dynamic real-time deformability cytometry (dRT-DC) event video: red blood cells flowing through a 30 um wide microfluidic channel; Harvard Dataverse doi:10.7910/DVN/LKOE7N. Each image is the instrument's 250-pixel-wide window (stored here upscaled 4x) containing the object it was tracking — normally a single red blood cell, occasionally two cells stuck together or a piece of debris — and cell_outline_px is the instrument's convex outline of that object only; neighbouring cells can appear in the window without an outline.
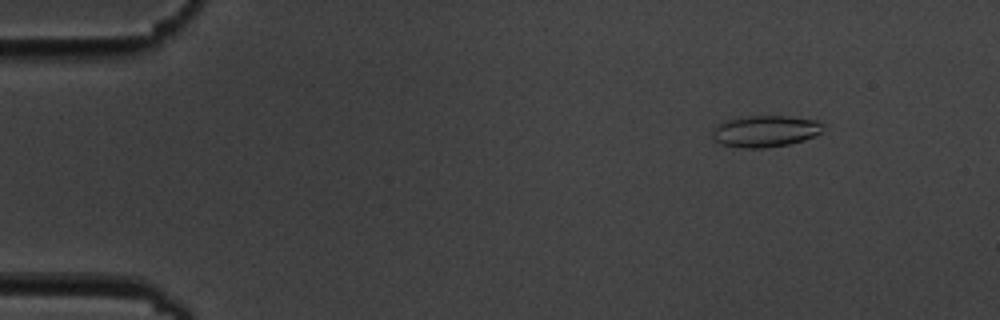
{"species": "common noctule bat (a hibernating species)", "species_latin": "Nyctalus noctula", "temperature_condition": "cold", "stored_images_in_passage": 6, "camera_frame_rate_fps": 3000, "um_per_image_px": 0.085, "animal": {"sex": "male", "body_mass_g": 19.5, "forearm_length_mm": 54.6}, "frame": {"image": 1, "passage_image": 2, "time_ms": 1.0, "image_size_px": [1000, 320], "cell_outline_px": [[820, 132], [804, 140], [788, 144], [764, 148], [740, 148], [720, 144], [712, 140], [712, 128], [716, 124], [724, 120], [748, 116], [788, 116], [816, 120], [820, 124]], "centroid_in_image_um": [64.92, 11.16], "position_along_channel_um": 20.1, "area_um2": 20.35}}